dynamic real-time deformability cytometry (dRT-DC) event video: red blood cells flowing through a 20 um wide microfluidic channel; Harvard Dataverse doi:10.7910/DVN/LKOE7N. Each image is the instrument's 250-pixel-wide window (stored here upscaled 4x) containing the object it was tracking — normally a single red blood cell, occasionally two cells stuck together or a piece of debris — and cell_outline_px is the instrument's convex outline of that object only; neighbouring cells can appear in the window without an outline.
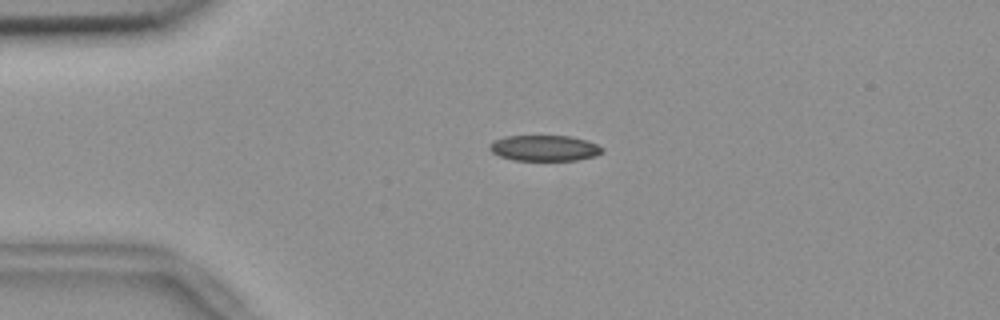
{"species": "common noctule bat (a hibernating species)", "species_latin": "Nyctalus noctula", "temperature_condition": "room temperature", "stored_images_in_passage": 54, "camera_frame_rate_fps": 3000, "um_per_image_px": 0.085, "animal": {"sex": "female", "body_mass_g": 18.4}, "frame": {"image": 1, "passage_image": 12, "time_ms": 3.667, "image_size_px": [1000, 320], "cell_outline_px": [[604, 152], [596, 156], [576, 160], [516, 160], [500, 156], [492, 152], [488, 148], [488, 144], [504, 136], [572, 136], [588, 140], [604, 148]], "centroid_in_image_um": [46.31, 12.58], "position_along_channel_um": 38.7, "area_um2": 16.99}}
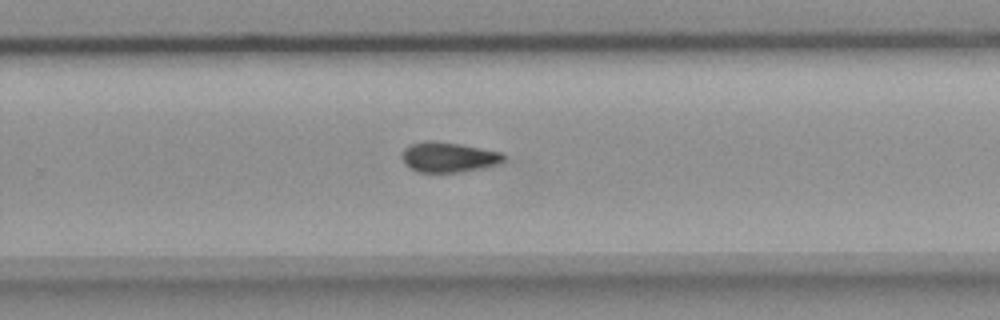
{"frame": {"image": 2, "passage_image": 35, "time_ms": 11.333, "image_size_px": [1000, 320], "cell_outline_px": [[504, 160], [496, 164], [480, 168], [460, 172], [416, 172], [408, 168], [404, 164], [400, 156], [404, 148], [412, 144], [428, 140], [432, 140], [460, 144], [504, 152]], "centroid_in_image_um": [38.07, 13.35], "position_along_channel_um": 291.7, "area_um2": 17.98}}
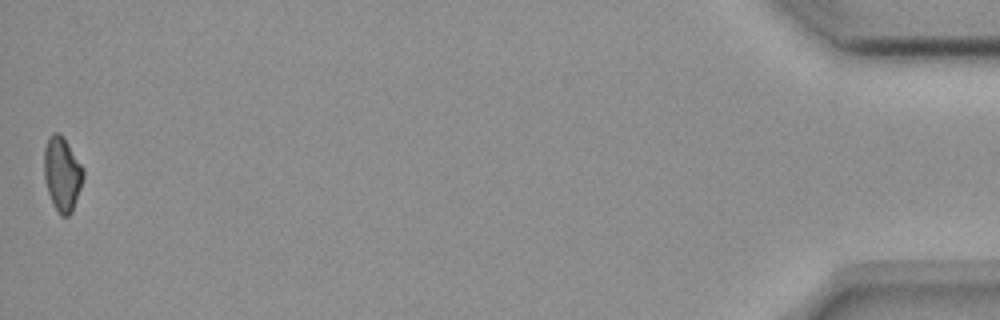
{"frame": {"image": 3, "passage_image": 54, "time_ms": 17.667, "image_size_px": [1000, 320], "cell_outline_px": [[84, 176], [72, 212], [68, 216], [60, 216], [48, 192], [44, 180], [44, 148], [48, 136], [52, 132], [60, 132], [64, 136], [84, 168]], "centroid_in_image_um": [5.28, 14.72], "position_along_channel_um": 429.9, "area_um2": 17.11}, "authors_computed_cell_mechanics": {"area_um2": 17.6868, "velocity_mm_per_s": 3.6898, "shape_relaxation_time_tau1_ms": null, "shape_relaxation_time_tau2_ms": 6.9664, "deformation_change_tau1": null, "deformation_change_tau2": 0.1217}}